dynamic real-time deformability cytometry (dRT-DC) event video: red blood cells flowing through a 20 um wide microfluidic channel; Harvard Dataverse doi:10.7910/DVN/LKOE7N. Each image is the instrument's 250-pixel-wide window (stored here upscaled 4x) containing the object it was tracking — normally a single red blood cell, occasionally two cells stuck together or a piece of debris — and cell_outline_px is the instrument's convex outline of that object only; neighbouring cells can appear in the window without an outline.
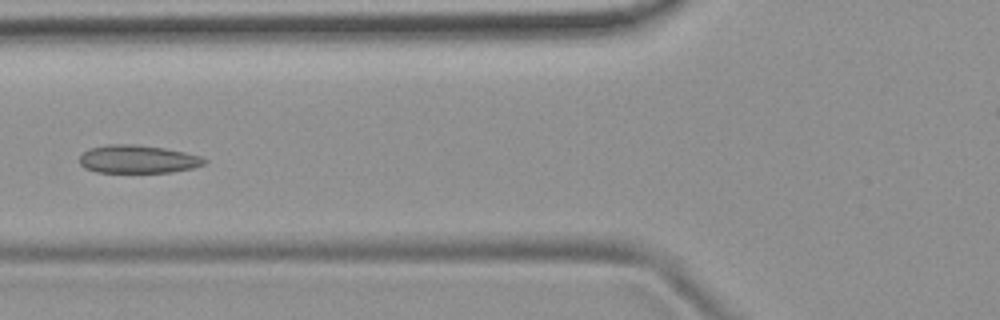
{"species": "common noctule bat (a hibernating species)", "species_latin": "Nyctalus noctula", "temperature_condition": "room temperature", "stored_images_in_passage": 6, "camera_frame_rate_fps": 3000, "um_per_image_px": 0.085, "animal": {"sex": "female", "body_mass_g": 19.9}, "frame": {"image": 1, "passage_image": 5, "time_ms": 6.333, "image_size_px": [1000, 320], "cell_outline_px": [[208, 160], [204, 164], [192, 168], [172, 172], [96, 172], [84, 168], [80, 164], [80, 156], [88, 148], [104, 144], [136, 144], [164, 148], [184, 152], [200, 156]], "centroid_in_image_um": [11.68, 13.52], "position_along_channel_um": 114.1, "area_um2": 20.52}}
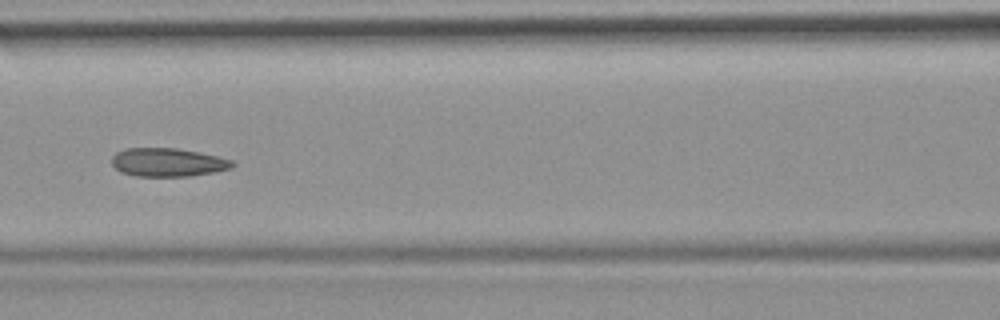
{"frame": {"image": 2, "passage_image": 6, "time_ms": 7.333, "image_size_px": [1000, 320], "cell_outline_px": [[236, 164], [232, 168], [216, 172], [192, 176], [136, 176], [120, 172], [112, 164], [112, 156], [116, 152], [124, 148], [176, 148], [200, 152], [232, 160]], "centroid_in_image_um": [14.27, 13.8], "position_along_channel_um": 152.3, "area_um2": 20.17}}